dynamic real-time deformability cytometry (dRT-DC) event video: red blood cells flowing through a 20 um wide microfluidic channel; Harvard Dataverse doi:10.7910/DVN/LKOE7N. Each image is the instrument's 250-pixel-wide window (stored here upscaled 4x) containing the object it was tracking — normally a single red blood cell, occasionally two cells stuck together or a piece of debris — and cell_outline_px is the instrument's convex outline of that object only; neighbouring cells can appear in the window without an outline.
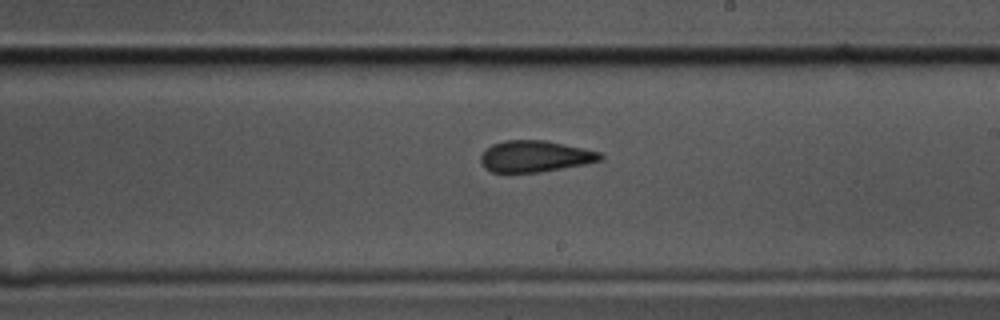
{"species": "common noctule bat (a hibernating species)", "species_latin": "Nyctalus noctula", "temperature_condition": "cold", "stored_images_in_passage": 40, "camera_frame_rate_fps": 3000, "um_per_image_px": 0.085, "animal": {"sex": "male", "body_mass_g": 17.5, "forearm_length_mm": 52.3}, "frame": {"image": 1, "passage_image": 22, "time_ms": 7.0, "image_size_px": [1000, 320], "cell_outline_px": [[604, 156], [600, 160], [584, 164], [540, 172], [492, 172], [484, 168], [480, 160], [480, 156], [492, 144], [504, 140], [548, 140], [600, 152]], "centroid_in_image_um": [45.46, 13.28], "position_along_channel_um": 243.5, "area_um2": 21.79}}
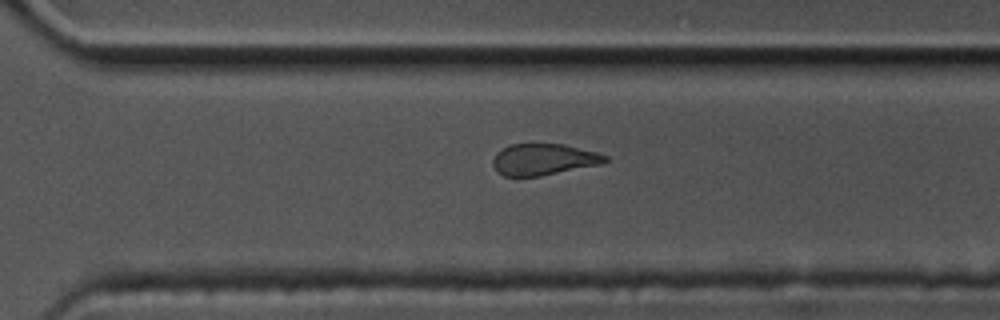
{"frame": {"image": 2, "passage_image": 29, "time_ms": 9.333, "image_size_px": [1000, 320], "cell_outline_px": [[608, 160], [600, 164], [540, 176], [516, 180], [504, 176], [492, 164], [492, 160], [496, 152], [512, 144], [532, 140], [564, 144], [596, 152], [608, 156]], "centroid_in_image_um": [46.13, 13.53], "position_along_channel_um": 324.5, "area_um2": 21.56}}
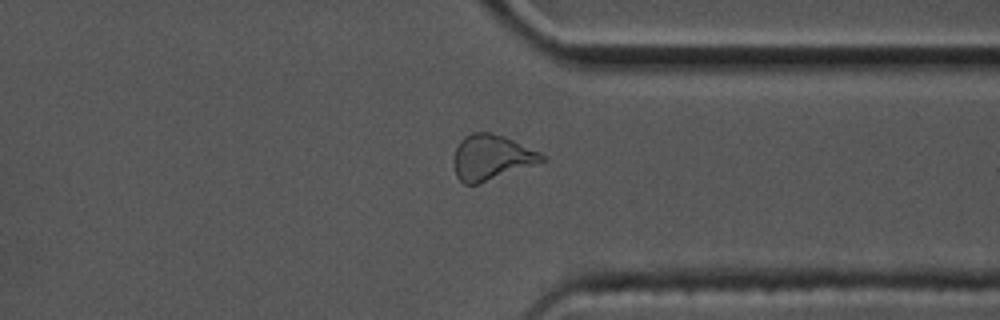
{"frame": {"image": 3, "passage_image": 33, "time_ms": 10.667, "image_size_px": [1000, 320], "cell_outline_px": [[548, 160], [476, 184], [464, 184], [456, 176], [452, 160], [456, 148], [460, 140], [464, 136], [472, 132], [488, 132], [504, 136], [540, 152]], "centroid_in_image_um": [41.74, 13.36], "position_along_channel_um": 369.7, "area_um2": 23.12}}